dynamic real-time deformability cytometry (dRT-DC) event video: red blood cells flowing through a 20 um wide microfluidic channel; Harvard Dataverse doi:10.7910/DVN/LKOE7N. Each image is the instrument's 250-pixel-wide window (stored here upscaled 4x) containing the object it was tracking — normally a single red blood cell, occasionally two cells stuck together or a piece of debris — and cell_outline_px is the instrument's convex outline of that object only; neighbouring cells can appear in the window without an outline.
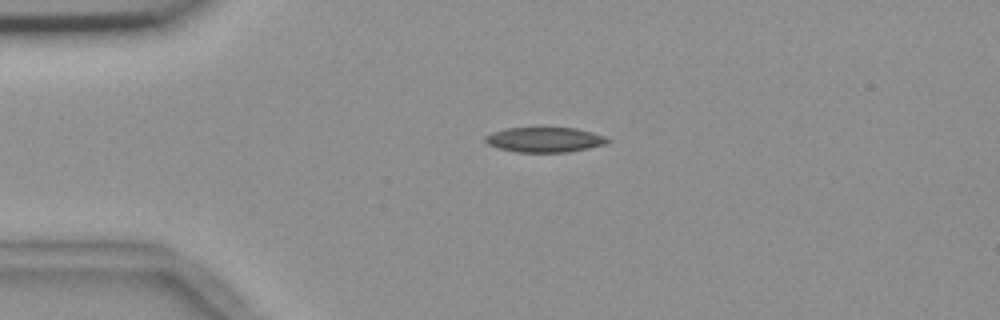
{"species": "common noctule bat (a hibernating species)", "species_latin": "Nyctalus noctula", "temperature_condition": "room temperature", "stored_images_in_passage": 36, "camera_frame_rate_fps": 3000, "um_per_image_px": 0.085, "animal": {"sex": "female", "body_mass_g": 18.4}, "frame": {"image": 1, "passage_image": 1, "time_ms": 0.0, "image_size_px": [1000, 320], "cell_outline_px": [[612, 140], [604, 144], [588, 148], [564, 152], [516, 152], [496, 148], [488, 144], [484, 140], [484, 136], [492, 132], [504, 128], [576, 128], [592, 132], [604, 136]], "centroid_in_image_um": [46.25, 11.87], "position_along_channel_um": 38.8, "area_um2": 17.8}}
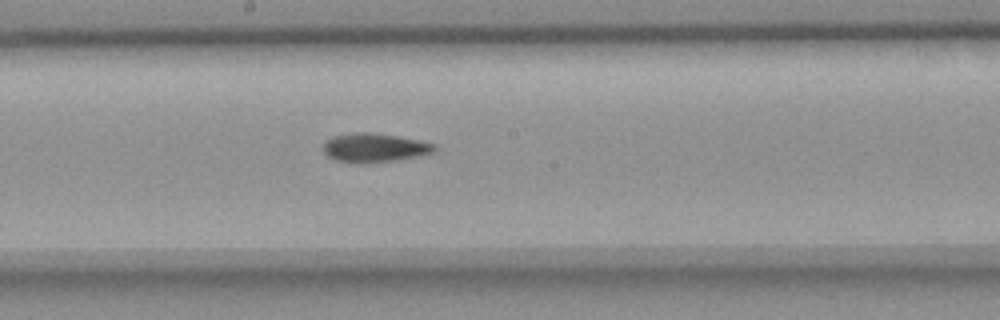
{"frame": {"image": 2, "passage_image": 18, "time_ms": 5.667, "image_size_px": [1000, 320], "cell_outline_px": [[436, 152], [420, 156], [396, 160], [364, 164], [360, 164], [336, 160], [328, 156], [324, 152], [324, 140], [332, 136], [356, 132], [372, 132], [396, 136], [436, 144]], "centroid_in_image_um": [31.82, 12.56], "position_along_channel_um": 216.4, "area_um2": 18.9}}
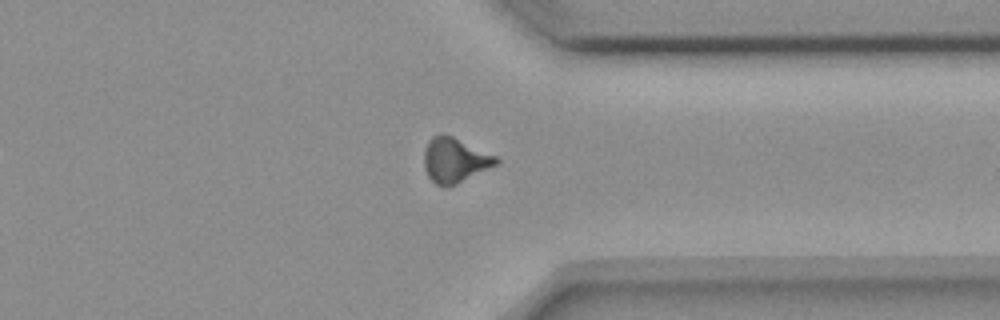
{"frame": {"image": 3, "passage_image": 31, "time_ms": 10.0, "image_size_px": [1000, 320], "cell_outline_px": [[500, 160], [496, 164], [456, 184], [436, 184], [428, 176], [424, 168], [424, 148], [428, 140], [432, 136], [440, 132], [444, 132], [496, 156]], "centroid_in_image_um": [38.61, 13.55], "position_along_channel_um": 372.8, "area_um2": 18.55}, "authors_computed_cell_mechanics": {"area_um2": 18.3804, "velocity_mm_per_s": 3.6601, "shape_relaxation_time_tau1_ms": 9.1943, "shape_relaxation_time_tau2_ms": 5.8633, "deformation_change_tau1": 0.2016, "deformation_change_tau2": 0.1322}}